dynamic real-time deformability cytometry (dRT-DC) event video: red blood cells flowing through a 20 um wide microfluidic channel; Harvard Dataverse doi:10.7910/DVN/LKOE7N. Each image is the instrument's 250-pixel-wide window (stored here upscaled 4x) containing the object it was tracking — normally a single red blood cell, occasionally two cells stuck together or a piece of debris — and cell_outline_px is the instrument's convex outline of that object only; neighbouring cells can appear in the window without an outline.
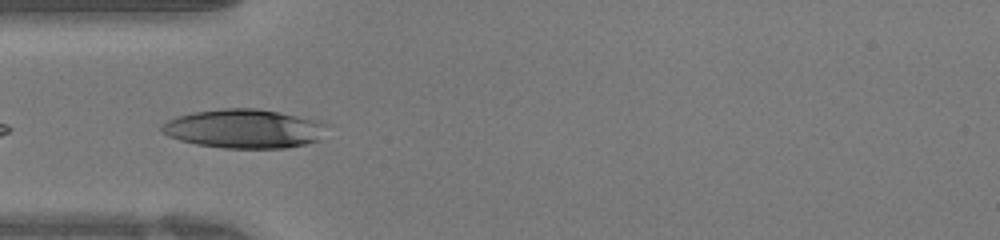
{"species": "human", "species_latin": "Homo sapiens", "temperature_condition": "warm", "stored_images_in_passage": 8, "camera_frame_rate_fps": 3000, "um_per_image_px": 0.085, "donor": {"sex": "female"}, "frame": {"image": 1, "passage_image": 1, "time_ms": 0.0, "image_size_px": [1000, 240], "cell_outline_px": [[324, 124], [320, 140], [304, 144], [284, 148], [224, 148], [196, 144], [180, 140], [168, 136], [160, 128], [168, 120], [176, 116], [192, 112], [224, 108], [256, 108], [280, 112], [312, 120]], "centroid_in_image_um": [20.68, 10.94], "position_along_channel_um": 64.3, "area_um2": 36.99}}
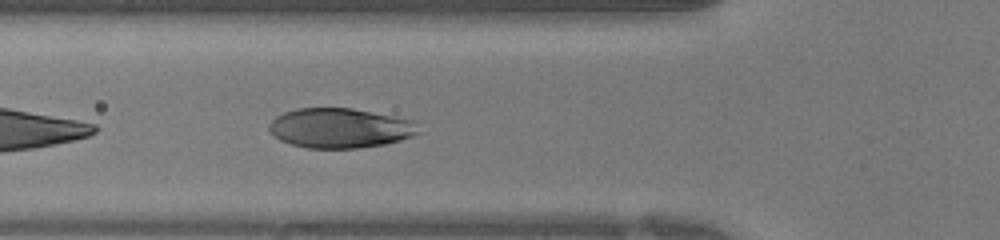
{"frame": {"image": 2, "passage_image": 3, "time_ms": 0.667, "image_size_px": [1000, 240], "cell_outline_px": [[420, 132], [412, 136], [400, 140], [384, 144], [356, 148], [308, 148], [292, 144], [280, 140], [268, 128], [268, 124], [276, 116], [284, 112], [296, 108], [352, 108], [412, 120]], "centroid_in_image_um": [28.87, 10.88], "position_along_channel_um": 96.9, "area_um2": 34.33}}
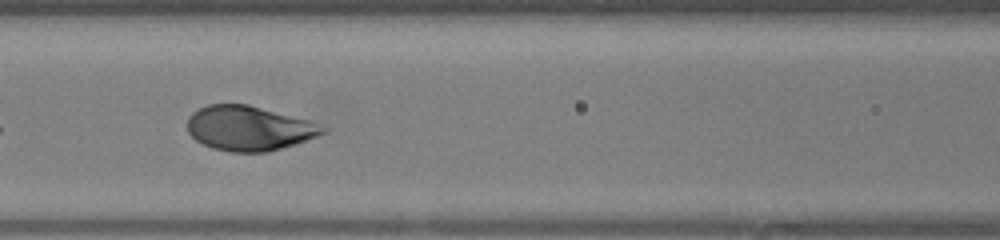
{"frame": {"image": 3, "passage_image": 6, "time_ms": 1.667, "image_size_px": [1000, 240], "cell_outline_px": [[328, 128], [324, 132], [316, 136], [296, 144], [268, 152], [228, 152], [212, 148], [196, 140], [188, 132], [188, 116], [192, 112], [208, 104], [248, 104], [308, 120]], "centroid_in_image_um": [21.14, 10.9], "position_along_channel_um": 145.5, "area_um2": 35.14}}